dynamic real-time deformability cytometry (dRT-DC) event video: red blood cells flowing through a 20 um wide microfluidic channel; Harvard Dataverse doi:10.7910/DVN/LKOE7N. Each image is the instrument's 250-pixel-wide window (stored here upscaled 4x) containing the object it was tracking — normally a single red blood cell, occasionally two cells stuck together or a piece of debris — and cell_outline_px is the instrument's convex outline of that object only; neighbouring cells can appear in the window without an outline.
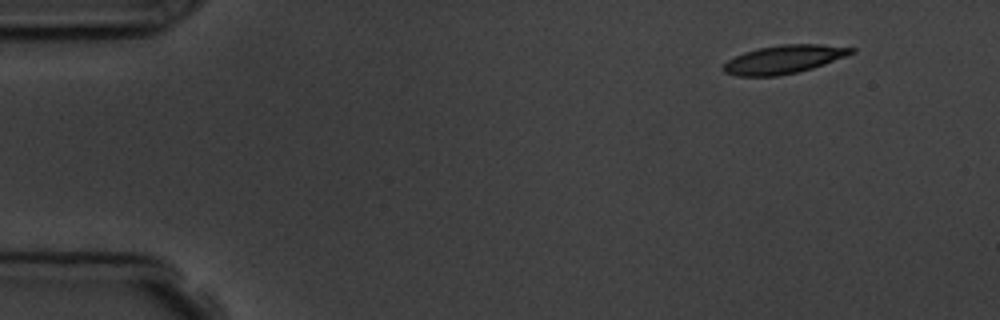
{"species": "common noctule bat (a hibernating species)", "species_latin": "Nyctalus noctula", "temperature_condition": "room temperature", "stored_images_in_passage": 5, "camera_frame_rate_fps": 3000, "um_per_image_px": 0.085, "animal": {"sex": "male", "body_mass_g": 19.5, "forearm_length_mm": 54.6}, "frame": {"image": 1, "passage_image": 1, "time_ms": 0.0, "image_size_px": [1000, 320], "cell_outline_px": [[856, 52], [824, 64], [812, 68], [796, 72], [776, 76], [736, 76], [724, 72], [720, 68], [728, 60], [744, 52], [756, 48], [780, 44], [820, 44], [856, 48]], "centroid_in_image_um": [66.6, 5.04], "position_along_channel_um": 18.4, "area_um2": 21.15}}
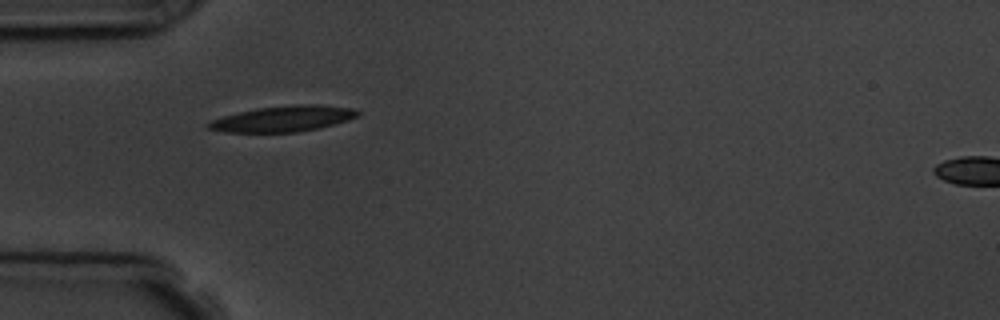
{"frame": {"image": 2, "passage_image": 4, "time_ms": 3.667, "image_size_px": [1000, 320], "cell_outline_px": [[360, 116], [348, 120], [320, 128], [296, 132], [224, 132], [204, 128], [204, 124], [212, 120], [224, 116], [256, 108], [296, 104], [316, 104], [352, 108], [360, 112]], "centroid_in_image_um": [24.06, 10.09], "position_along_channel_um": 60.9, "area_um2": 22.54}}